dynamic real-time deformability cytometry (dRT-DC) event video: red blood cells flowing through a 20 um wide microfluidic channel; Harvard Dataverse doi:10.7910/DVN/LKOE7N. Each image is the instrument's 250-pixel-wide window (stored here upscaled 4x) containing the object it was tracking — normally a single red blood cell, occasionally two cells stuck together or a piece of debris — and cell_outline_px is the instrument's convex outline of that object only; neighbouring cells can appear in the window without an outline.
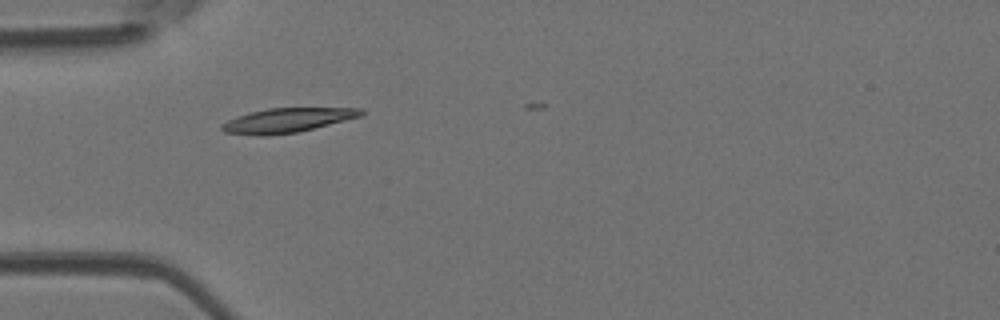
{"species": "Egyptian fruit bat (a non-hibernating species)", "species_latin": "Rousettus aegyptiacus", "temperature_condition": "room temperature", "stored_images_in_passage": 10, "camera_frame_rate_fps": 3000, "um_per_image_px": 0.085, "animal": {"sex": "female"}, "frame": {"image": 1, "passage_image": 4, "time_ms": 1.0, "image_size_px": [1000, 320], "cell_outline_px": [[364, 112], [360, 116], [296, 132], [264, 136], [256, 136], [224, 132], [220, 128], [220, 124], [236, 116], [248, 112], [268, 108], [360, 108]], "centroid_in_image_um": [24.3, 10.22], "position_along_channel_um": 60.7, "area_um2": 19.59}}
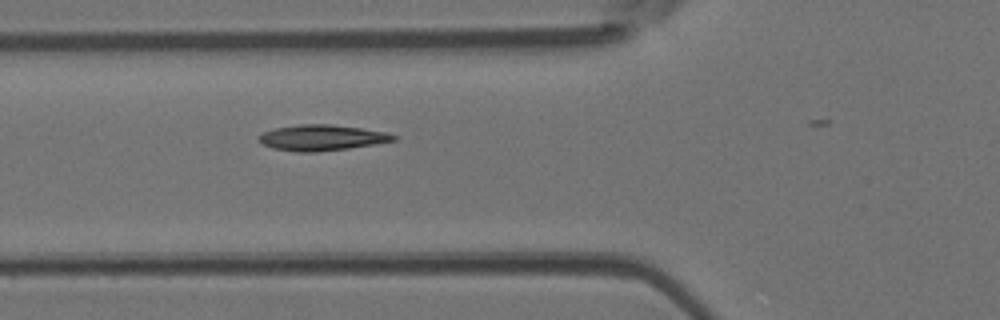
{"frame": {"image": 2, "passage_image": 7, "time_ms": 2.0, "image_size_px": [1000, 320], "cell_outline_px": [[396, 140], [376, 144], [348, 148], [312, 152], [300, 152], [272, 148], [260, 144], [256, 140], [264, 132], [276, 128], [300, 124], [332, 124], [360, 128], [384, 132], [396, 136]], "centroid_in_image_um": [27.31, 11.7], "position_along_channel_um": 98.5, "area_um2": 20.06}}